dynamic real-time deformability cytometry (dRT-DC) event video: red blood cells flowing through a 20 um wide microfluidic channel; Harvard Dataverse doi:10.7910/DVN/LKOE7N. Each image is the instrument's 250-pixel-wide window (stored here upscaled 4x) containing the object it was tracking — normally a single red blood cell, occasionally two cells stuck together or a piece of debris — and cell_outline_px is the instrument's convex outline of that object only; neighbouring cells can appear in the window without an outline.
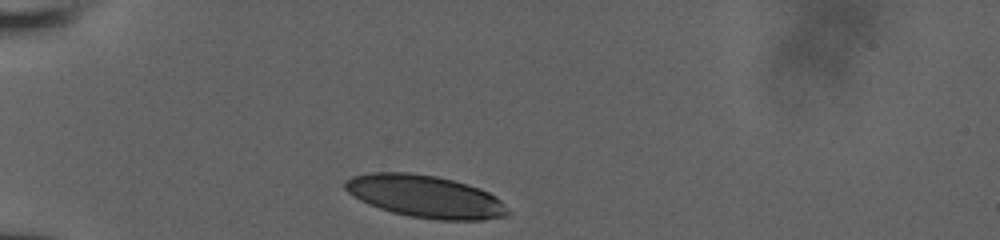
{"species": "human", "species_latin": "Homo sapiens", "temperature_condition": "room temperature", "stored_images_in_passage": 51, "camera_frame_rate_fps": 3000, "um_per_image_px": 0.085, "donor": {"sex": "male"}, "frame": {"image": 1, "passage_image": 1, "time_ms": 0.0, "image_size_px": [1000, 240], "cell_outline_px": [[508, 216], [480, 220], [436, 220], [408, 216], [392, 212], [368, 204], [352, 196], [344, 188], [344, 180], [352, 176], [372, 172], [408, 172], [436, 176], [468, 184], [480, 188], [488, 192], [500, 200], [504, 204], [508, 212]], "centroid_in_image_um": [36.11, 16.69], "position_along_channel_um": 48.9, "area_um2": 40.23}}
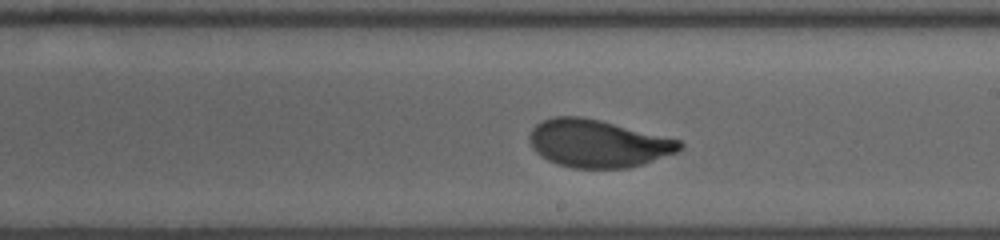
{"frame": {"image": 2, "passage_image": 32, "time_ms": 5.667, "image_size_px": [1000, 240], "cell_outline_px": [[684, 148], [676, 152], [644, 164], [628, 168], [572, 168], [556, 164], [540, 156], [532, 148], [528, 136], [532, 128], [536, 124], [544, 120], [556, 116], [580, 116], [680, 140], [684, 144]], "centroid_in_image_um": [50.79, 12.21], "position_along_channel_um": 238.2, "area_um2": 41.5}}
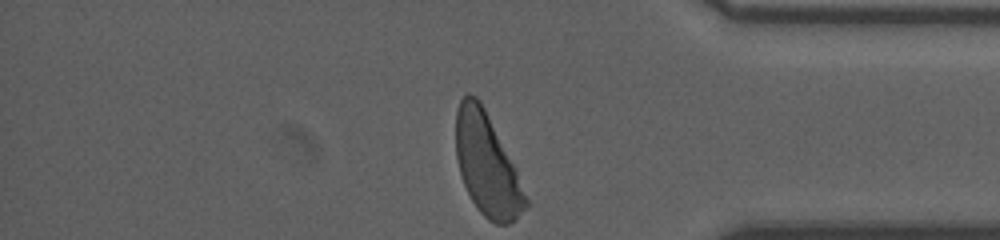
{"frame": {"image": 3, "passage_image": 51, "time_ms": 10.0, "image_size_px": [1000, 240], "cell_outline_px": [[528, 204], [516, 220], [508, 224], [496, 224], [488, 220], [476, 208], [464, 184], [460, 172], [456, 156], [456, 112], [460, 100], [468, 92], [476, 96], [480, 100], [516, 168], [528, 200]], "centroid_in_image_um": [41.39, 14.01], "position_along_channel_um": 393.8, "area_um2": 41.21}}